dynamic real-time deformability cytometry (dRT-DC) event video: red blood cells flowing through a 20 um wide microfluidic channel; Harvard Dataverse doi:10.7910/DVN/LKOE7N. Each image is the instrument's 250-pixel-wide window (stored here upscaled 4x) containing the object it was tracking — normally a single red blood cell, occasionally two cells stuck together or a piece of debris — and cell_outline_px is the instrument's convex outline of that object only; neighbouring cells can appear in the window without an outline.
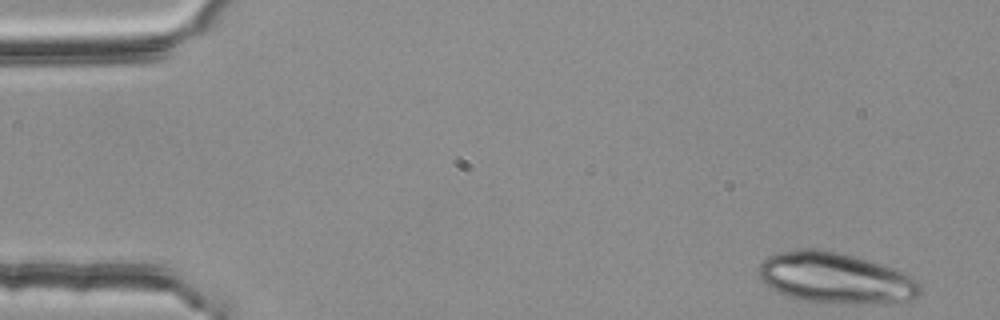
{"species": "common noctule bat (a hibernating species)", "species_latin": "Nyctalus noctula", "temperature_condition": "room temperature", "stored_images_in_passage": 47, "camera_frame_rate_fps": 3000, "um_per_image_px": 0.085, "animal": {"sex": "female", "body_mass_g": 25.1}, "frame": {"image": 1, "passage_image": 1, "time_ms": 0.0, "image_size_px": [1000, 320], "cell_outline_px": [[924, 292], [920, 296], [912, 300], [800, 300], [784, 296], [768, 288], [760, 280], [760, 264], [768, 256], [780, 252], [796, 248], [820, 248], [840, 252], [856, 256], [904, 272], [912, 276], [924, 288]], "centroid_in_image_um": [70.97, 23.56], "position_along_channel_um": 14.0, "area_um2": 46.82}}
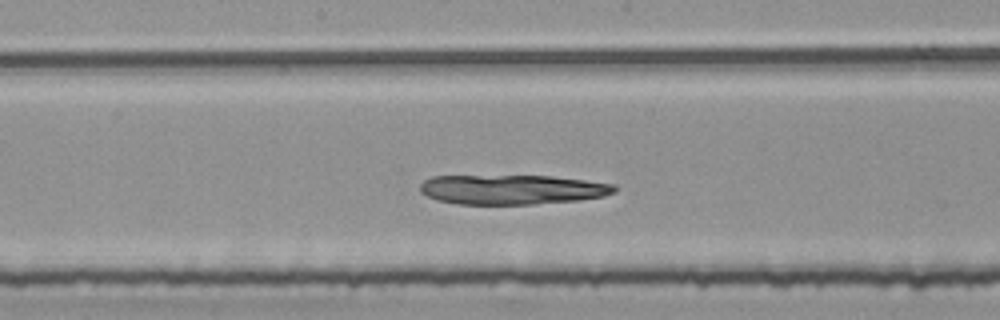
{"frame": {"image": 2, "passage_image": 26, "time_ms": 8.333, "image_size_px": [1000, 320], "cell_outline_px": [[616, 192], [604, 196], [580, 200], [532, 204], [456, 204], [436, 200], [420, 192], [420, 184], [424, 180], [432, 176], [552, 176], [616, 184]], "centroid_in_image_um": [43.53, 16.11], "position_along_channel_um": 204.7, "area_um2": 33.7}}
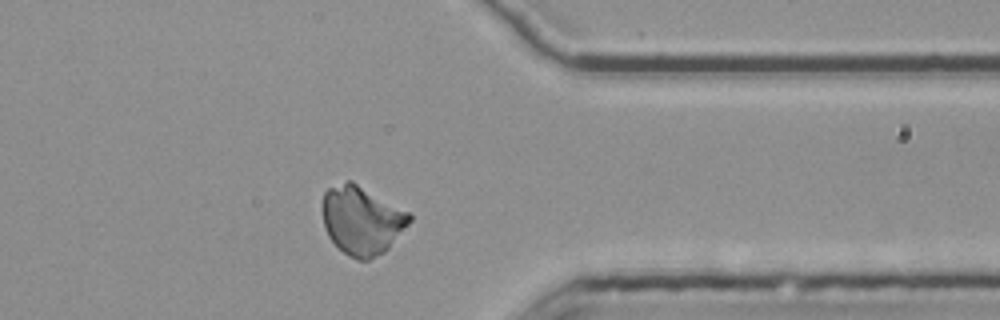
{"frame": {"image": 3, "passage_image": 41, "time_ms": 13.333, "image_size_px": [1000, 320], "cell_outline_px": [[412, 220], [388, 248], [384, 252], [368, 260], [356, 260], [348, 256], [328, 236], [324, 224], [324, 192], [328, 188], [348, 180], [352, 180], [408, 212], [412, 216]], "centroid_in_image_um": [30.76, 18.73], "position_along_channel_um": 380.6, "area_um2": 34.28}}